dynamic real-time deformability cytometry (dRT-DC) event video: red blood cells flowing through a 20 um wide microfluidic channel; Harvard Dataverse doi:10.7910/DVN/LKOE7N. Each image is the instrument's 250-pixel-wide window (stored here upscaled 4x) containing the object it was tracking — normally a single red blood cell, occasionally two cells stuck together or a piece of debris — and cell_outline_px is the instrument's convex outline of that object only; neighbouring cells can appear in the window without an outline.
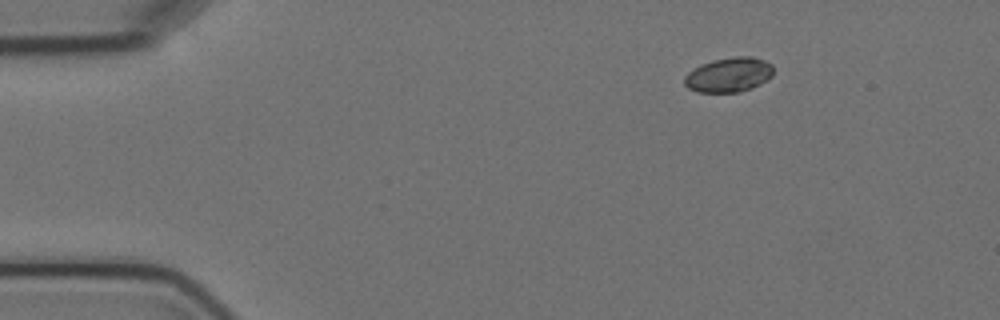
{"species": "Egyptian fruit bat (a non-hibernating species)", "species_latin": "Rousettus aegyptiacus", "temperature_condition": "cold", "stored_images_in_passage": 5, "segment_of_instrument_passage": [2, 2], "camera_frame_rate_fps": 3000, "um_per_image_px": 0.085, "animal": {"sex": "female"}, "frame": {"image": 1, "passage_image": 5, "time_ms": 5.333, "image_size_px": [1000, 320], "cell_outline_px": [[772, 76], [760, 84], [752, 88], [736, 92], [696, 92], [688, 88], [684, 84], [684, 76], [688, 72], [700, 64], [712, 60], [736, 56], [752, 56], [764, 60], [772, 64]], "centroid_in_image_um": [61.93, 6.35], "position_along_channel_um": 23.1, "area_um2": 18.03}}